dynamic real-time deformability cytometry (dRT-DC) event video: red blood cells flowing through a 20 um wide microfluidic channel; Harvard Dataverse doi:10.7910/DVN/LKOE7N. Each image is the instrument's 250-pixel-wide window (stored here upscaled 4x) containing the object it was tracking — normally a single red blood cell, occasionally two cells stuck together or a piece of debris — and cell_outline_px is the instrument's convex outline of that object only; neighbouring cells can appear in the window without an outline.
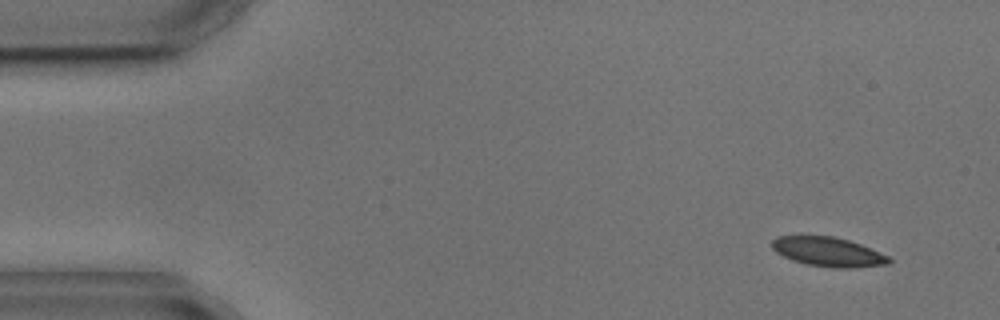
{"species": "common noctule bat (a hibernating species)", "species_latin": "Nyctalus noctula", "temperature_condition": "cold", "stored_images_in_passage": 5, "camera_frame_rate_fps": 3000, "um_per_image_px": 0.085, "animal": {"sex": "male", "body_mass_g": 17.9, "forearm_length_mm": 54.2}, "frame": {"image": 1, "passage_image": 5, "time_ms": 5.0, "image_size_px": [1000, 320], "cell_outline_px": [[892, 260], [888, 264], [852, 268], [832, 268], [804, 264], [792, 260], [776, 252], [772, 248], [772, 240], [776, 236], [832, 236], [848, 240], [860, 244], [888, 256]], "centroid_in_image_um": [70.37, 21.41], "position_along_channel_um": 14.6, "area_um2": 19.94}}